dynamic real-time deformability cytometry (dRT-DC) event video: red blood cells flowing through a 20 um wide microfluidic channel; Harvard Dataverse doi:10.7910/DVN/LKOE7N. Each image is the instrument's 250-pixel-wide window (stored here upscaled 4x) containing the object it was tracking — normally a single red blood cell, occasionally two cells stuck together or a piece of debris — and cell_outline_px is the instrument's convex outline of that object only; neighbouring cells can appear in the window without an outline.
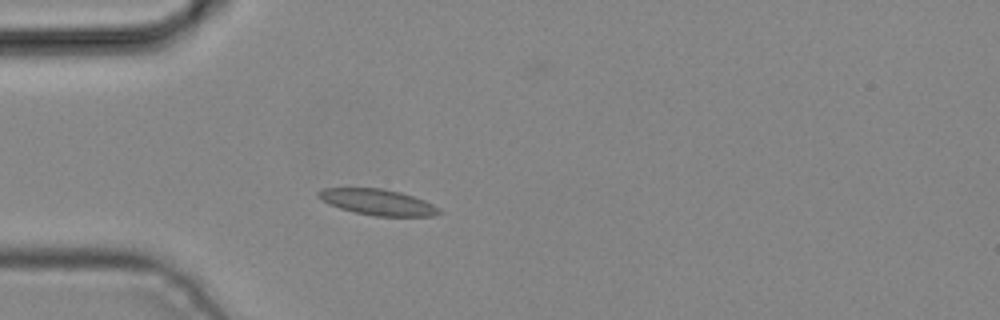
{"species": "common noctule bat (a hibernating species)", "species_latin": "Nyctalus noctula", "temperature_condition": "cold", "stored_images_in_passage": 3, "camera_frame_rate_fps": 3000, "um_per_image_px": 0.085, "animal": {"sex": "male", "body_mass_g": 19.2, "forearm_length_mm": 51.8}, "frame": {"image": 1, "passage_image": 3, "time_ms": 0.667, "image_size_px": [1000, 320], "cell_outline_px": [[440, 212], [432, 216], [376, 216], [356, 212], [340, 208], [328, 204], [320, 200], [316, 196], [316, 192], [324, 188], [384, 188], [400, 192], [424, 200], [440, 208]], "centroid_in_image_um": [32.06, 17.17], "position_along_channel_um": 52.9, "area_um2": 18.21}}